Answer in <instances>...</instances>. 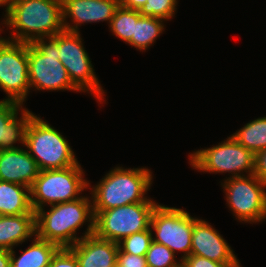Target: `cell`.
<instances>
[{
	"mask_svg": "<svg viewBox=\"0 0 266 267\" xmlns=\"http://www.w3.org/2000/svg\"><path fill=\"white\" fill-rule=\"evenodd\" d=\"M89 197L51 205L47 212L43 208L35 211L36 236L56 244L59 248H69L81 238L94 234V213ZM89 221L87 232L81 238L76 230Z\"/></svg>",
	"mask_w": 266,
	"mask_h": 267,
	"instance_id": "6da1fadb",
	"label": "cell"
},
{
	"mask_svg": "<svg viewBox=\"0 0 266 267\" xmlns=\"http://www.w3.org/2000/svg\"><path fill=\"white\" fill-rule=\"evenodd\" d=\"M5 17L12 41L32 43L64 31L62 0H12Z\"/></svg>",
	"mask_w": 266,
	"mask_h": 267,
	"instance_id": "7a4b0ae2",
	"label": "cell"
},
{
	"mask_svg": "<svg viewBox=\"0 0 266 267\" xmlns=\"http://www.w3.org/2000/svg\"><path fill=\"white\" fill-rule=\"evenodd\" d=\"M151 174L146 168L115 167L93 187V211L110 210L151 200L144 196L152 184Z\"/></svg>",
	"mask_w": 266,
	"mask_h": 267,
	"instance_id": "3957f363",
	"label": "cell"
},
{
	"mask_svg": "<svg viewBox=\"0 0 266 267\" xmlns=\"http://www.w3.org/2000/svg\"><path fill=\"white\" fill-rule=\"evenodd\" d=\"M24 146L40 171L63 169L78 163L69 143L60 132L35 114L27 123Z\"/></svg>",
	"mask_w": 266,
	"mask_h": 267,
	"instance_id": "277c9868",
	"label": "cell"
},
{
	"mask_svg": "<svg viewBox=\"0 0 266 267\" xmlns=\"http://www.w3.org/2000/svg\"><path fill=\"white\" fill-rule=\"evenodd\" d=\"M28 43L30 88L37 90L80 91L71 81L67 69L59 60L58 34Z\"/></svg>",
	"mask_w": 266,
	"mask_h": 267,
	"instance_id": "5b68a950",
	"label": "cell"
},
{
	"mask_svg": "<svg viewBox=\"0 0 266 267\" xmlns=\"http://www.w3.org/2000/svg\"><path fill=\"white\" fill-rule=\"evenodd\" d=\"M80 163L63 169L41 170L30 188L31 206L34 211L44 204L54 205L78 199L89 182L83 178Z\"/></svg>",
	"mask_w": 266,
	"mask_h": 267,
	"instance_id": "8992f818",
	"label": "cell"
},
{
	"mask_svg": "<svg viewBox=\"0 0 266 267\" xmlns=\"http://www.w3.org/2000/svg\"><path fill=\"white\" fill-rule=\"evenodd\" d=\"M157 205L153 200H146L110 210L93 211L94 234L101 239L119 243L129 235L147 230Z\"/></svg>",
	"mask_w": 266,
	"mask_h": 267,
	"instance_id": "52a82bcc",
	"label": "cell"
},
{
	"mask_svg": "<svg viewBox=\"0 0 266 267\" xmlns=\"http://www.w3.org/2000/svg\"><path fill=\"white\" fill-rule=\"evenodd\" d=\"M189 159L194 169L211 173L229 172L232 178L244 176L241 171L246 170L251 175L255 170V154L232 136L217 146L197 150L190 154Z\"/></svg>",
	"mask_w": 266,
	"mask_h": 267,
	"instance_id": "ba28073f",
	"label": "cell"
},
{
	"mask_svg": "<svg viewBox=\"0 0 266 267\" xmlns=\"http://www.w3.org/2000/svg\"><path fill=\"white\" fill-rule=\"evenodd\" d=\"M222 186L227 204L240 222L256 223L266 219V183L257 176L229 177Z\"/></svg>",
	"mask_w": 266,
	"mask_h": 267,
	"instance_id": "9c48e42d",
	"label": "cell"
},
{
	"mask_svg": "<svg viewBox=\"0 0 266 267\" xmlns=\"http://www.w3.org/2000/svg\"><path fill=\"white\" fill-rule=\"evenodd\" d=\"M79 32L58 33L59 60L67 69L72 83L83 92L90 91L102 102L104 91L95 75Z\"/></svg>",
	"mask_w": 266,
	"mask_h": 267,
	"instance_id": "30bf717a",
	"label": "cell"
},
{
	"mask_svg": "<svg viewBox=\"0 0 266 267\" xmlns=\"http://www.w3.org/2000/svg\"><path fill=\"white\" fill-rule=\"evenodd\" d=\"M28 43L0 39V88L8 101L23 105L30 88Z\"/></svg>",
	"mask_w": 266,
	"mask_h": 267,
	"instance_id": "8fae6325",
	"label": "cell"
},
{
	"mask_svg": "<svg viewBox=\"0 0 266 267\" xmlns=\"http://www.w3.org/2000/svg\"><path fill=\"white\" fill-rule=\"evenodd\" d=\"M183 209L157 205L153 210L150 227L155 231L153 241L168 247L173 253L184 252L181 261L191 254L194 220Z\"/></svg>",
	"mask_w": 266,
	"mask_h": 267,
	"instance_id": "7c38bea8",
	"label": "cell"
},
{
	"mask_svg": "<svg viewBox=\"0 0 266 267\" xmlns=\"http://www.w3.org/2000/svg\"><path fill=\"white\" fill-rule=\"evenodd\" d=\"M191 254L226 263L231 267H240L237 257L226 240L209 223L197 218L194 220Z\"/></svg>",
	"mask_w": 266,
	"mask_h": 267,
	"instance_id": "4fadbf2b",
	"label": "cell"
},
{
	"mask_svg": "<svg viewBox=\"0 0 266 267\" xmlns=\"http://www.w3.org/2000/svg\"><path fill=\"white\" fill-rule=\"evenodd\" d=\"M119 6V0H62L64 30L78 32V26L88 22L110 23ZM67 16L76 24L67 23Z\"/></svg>",
	"mask_w": 266,
	"mask_h": 267,
	"instance_id": "5bb4252c",
	"label": "cell"
},
{
	"mask_svg": "<svg viewBox=\"0 0 266 267\" xmlns=\"http://www.w3.org/2000/svg\"><path fill=\"white\" fill-rule=\"evenodd\" d=\"M39 172L28 150L21 147L0 150V180L31 188Z\"/></svg>",
	"mask_w": 266,
	"mask_h": 267,
	"instance_id": "9a60e30c",
	"label": "cell"
},
{
	"mask_svg": "<svg viewBox=\"0 0 266 267\" xmlns=\"http://www.w3.org/2000/svg\"><path fill=\"white\" fill-rule=\"evenodd\" d=\"M69 249L75 254L79 267H117L119 244L95 234L81 238Z\"/></svg>",
	"mask_w": 266,
	"mask_h": 267,
	"instance_id": "2e32d148",
	"label": "cell"
},
{
	"mask_svg": "<svg viewBox=\"0 0 266 267\" xmlns=\"http://www.w3.org/2000/svg\"><path fill=\"white\" fill-rule=\"evenodd\" d=\"M21 109V117L18 112ZM33 113L22 108V104L14 101H0V150L18 148L17 141L24 145L25 130Z\"/></svg>",
	"mask_w": 266,
	"mask_h": 267,
	"instance_id": "e0dca14e",
	"label": "cell"
},
{
	"mask_svg": "<svg viewBox=\"0 0 266 267\" xmlns=\"http://www.w3.org/2000/svg\"><path fill=\"white\" fill-rule=\"evenodd\" d=\"M35 235V213L0 216V248L11 251Z\"/></svg>",
	"mask_w": 266,
	"mask_h": 267,
	"instance_id": "ac0fdd59",
	"label": "cell"
},
{
	"mask_svg": "<svg viewBox=\"0 0 266 267\" xmlns=\"http://www.w3.org/2000/svg\"><path fill=\"white\" fill-rule=\"evenodd\" d=\"M35 213L31 206L30 188L0 180V214Z\"/></svg>",
	"mask_w": 266,
	"mask_h": 267,
	"instance_id": "d6986e66",
	"label": "cell"
},
{
	"mask_svg": "<svg viewBox=\"0 0 266 267\" xmlns=\"http://www.w3.org/2000/svg\"><path fill=\"white\" fill-rule=\"evenodd\" d=\"M59 247L35 235L33 243L18 258L10 251L11 267H49L52 256Z\"/></svg>",
	"mask_w": 266,
	"mask_h": 267,
	"instance_id": "ffe728a7",
	"label": "cell"
},
{
	"mask_svg": "<svg viewBox=\"0 0 266 267\" xmlns=\"http://www.w3.org/2000/svg\"><path fill=\"white\" fill-rule=\"evenodd\" d=\"M232 137L254 154L266 149V117L250 121Z\"/></svg>",
	"mask_w": 266,
	"mask_h": 267,
	"instance_id": "44dd1931",
	"label": "cell"
},
{
	"mask_svg": "<svg viewBox=\"0 0 266 267\" xmlns=\"http://www.w3.org/2000/svg\"><path fill=\"white\" fill-rule=\"evenodd\" d=\"M164 29L163 20L155 17H140L136 24L134 35L128 43L139 50H147Z\"/></svg>",
	"mask_w": 266,
	"mask_h": 267,
	"instance_id": "7402d4cb",
	"label": "cell"
},
{
	"mask_svg": "<svg viewBox=\"0 0 266 267\" xmlns=\"http://www.w3.org/2000/svg\"><path fill=\"white\" fill-rule=\"evenodd\" d=\"M140 17L138 10L119 6L111 19L109 28L116 37L129 43L134 35L135 24Z\"/></svg>",
	"mask_w": 266,
	"mask_h": 267,
	"instance_id": "603a6c76",
	"label": "cell"
},
{
	"mask_svg": "<svg viewBox=\"0 0 266 267\" xmlns=\"http://www.w3.org/2000/svg\"><path fill=\"white\" fill-rule=\"evenodd\" d=\"M152 229L149 227L147 230L129 235L120 241L119 249L122 252L146 256L148 249L153 241Z\"/></svg>",
	"mask_w": 266,
	"mask_h": 267,
	"instance_id": "cb8c5ba5",
	"label": "cell"
},
{
	"mask_svg": "<svg viewBox=\"0 0 266 267\" xmlns=\"http://www.w3.org/2000/svg\"><path fill=\"white\" fill-rule=\"evenodd\" d=\"M147 267H182V261L177 262L175 253L163 244L152 241L146 253Z\"/></svg>",
	"mask_w": 266,
	"mask_h": 267,
	"instance_id": "d4e9b609",
	"label": "cell"
},
{
	"mask_svg": "<svg viewBox=\"0 0 266 267\" xmlns=\"http://www.w3.org/2000/svg\"><path fill=\"white\" fill-rule=\"evenodd\" d=\"M177 5V0H147L140 8L139 13L142 17H155L162 20L171 19Z\"/></svg>",
	"mask_w": 266,
	"mask_h": 267,
	"instance_id": "484cf974",
	"label": "cell"
},
{
	"mask_svg": "<svg viewBox=\"0 0 266 267\" xmlns=\"http://www.w3.org/2000/svg\"><path fill=\"white\" fill-rule=\"evenodd\" d=\"M49 267H79V264L69 248H59L52 256Z\"/></svg>",
	"mask_w": 266,
	"mask_h": 267,
	"instance_id": "4316f807",
	"label": "cell"
},
{
	"mask_svg": "<svg viewBox=\"0 0 266 267\" xmlns=\"http://www.w3.org/2000/svg\"><path fill=\"white\" fill-rule=\"evenodd\" d=\"M117 267H147L145 256H138L122 252L120 249L117 253Z\"/></svg>",
	"mask_w": 266,
	"mask_h": 267,
	"instance_id": "83f0119b",
	"label": "cell"
},
{
	"mask_svg": "<svg viewBox=\"0 0 266 267\" xmlns=\"http://www.w3.org/2000/svg\"><path fill=\"white\" fill-rule=\"evenodd\" d=\"M182 267H231L229 264L215 262L210 259L192 255L182 260Z\"/></svg>",
	"mask_w": 266,
	"mask_h": 267,
	"instance_id": "f1b7e54d",
	"label": "cell"
},
{
	"mask_svg": "<svg viewBox=\"0 0 266 267\" xmlns=\"http://www.w3.org/2000/svg\"><path fill=\"white\" fill-rule=\"evenodd\" d=\"M254 175L266 183V149L255 154Z\"/></svg>",
	"mask_w": 266,
	"mask_h": 267,
	"instance_id": "f546056e",
	"label": "cell"
},
{
	"mask_svg": "<svg viewBox=\"0 0 266 267\" xmlns=\"http://www.w3.org/2000/svg\"><path fill=\"white\" fill-rule=\"evenodd\" d=\"M146 2L147 0H119L120 6L138 11Z\"/></svg>",
	"mask_w": 266,
	"mask_h": 267,
	"instance_id": "4dcf8cb0",
	"label": "cell"
},
{
	"mask_svg": "<svg viewBox=\"0 0 266 267\" xmlns=\"http://www.w3.org/2000/svg\"><path fill=\"white\" fill-rule=\"evenodd\" d=\"M0 267H11L10 250L0 248Z\"/></svg>",
	"mask_w": 266,
	"mask_h": 267,
	"instance_id": "1f68e13d",
	"label": "cell"
},
{
	"mask_svg": "<svg viewBox=\"0 0 266 267\" xmlns=\"http://www.w3.org/2000/svg\"><path fill=\"white\" fill-rule=\"evenodd\" d=\"M11 1L12 0H0V6H3V5L6 6L5 8L6 15L9 12Z\"/></svg>",
	"mask_w": 266,
	"mask_h": 267,
	"instance_id": "d6a6232c",
	"label": "cell"
}]
</instances>
